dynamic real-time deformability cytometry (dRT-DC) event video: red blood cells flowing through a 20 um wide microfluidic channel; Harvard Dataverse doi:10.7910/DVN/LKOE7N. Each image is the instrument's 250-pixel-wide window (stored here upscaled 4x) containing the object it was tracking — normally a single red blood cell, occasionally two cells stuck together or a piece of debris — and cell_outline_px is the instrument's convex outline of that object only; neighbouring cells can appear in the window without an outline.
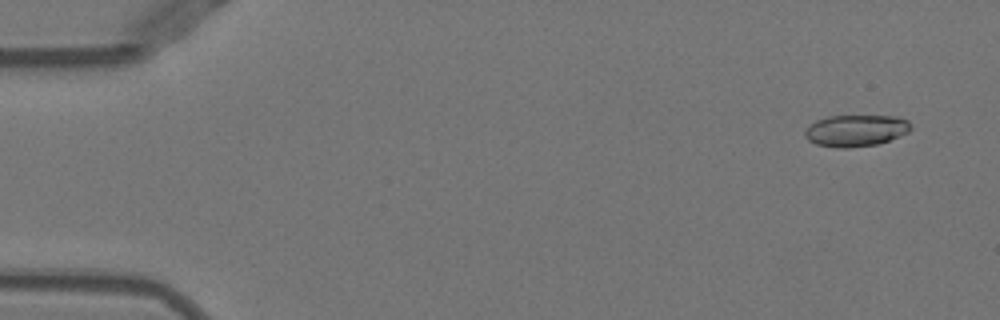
{"species": "Egyptian fruit bat (a non-hibernating species)", "species_latin": "Rousettus aegyptiacus", "temperature_condition": "warm", "stored_images_in_passage": 51, "camera_frame_rate_fps": 3000, "um_per_image_px": 0.085, "animal": {"sex": "female"}, "frame": {"image": 1, "passage_image": 3, "time_ms": 0.667, "image_size_px": [1000, 320], "cell_outline_px": [[912, 128], [908, 132], [888, 140], [876, 144], [848, 148], [840, 148], [816, 144], [808, 140], [804, 136], [804, 132], [816, 120], [828, 116], [896, 116], [908, 120]], "centroid_in_image_um": [72.74, 11.09], "position_along_channel_um": 12.3, "area_um2": 19.36}}
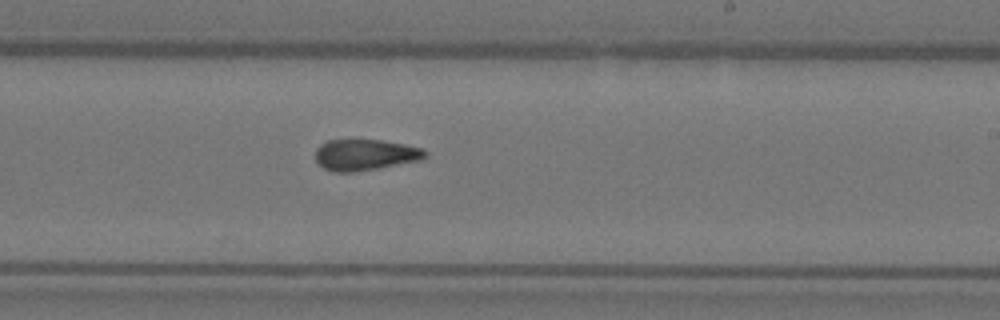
{"frame": {"image": 2, "passage_image": 31, "time_ms": 10.0, "image_size_px": [1000, 320], "cell_outline_px": [[428, 156], [424, 160], [352, 172], [332, 172], [324, 168], [316, 160], [316, 148], [320, 144], [328, 140], [348, 136], [352, 136], [380, 140], [404, 144], [424, 148], [428, 152]], "centroid_in_image_um": [31.04, 13.1], "position_along_channel_um": 258.0, "area_um2": 20.81}}
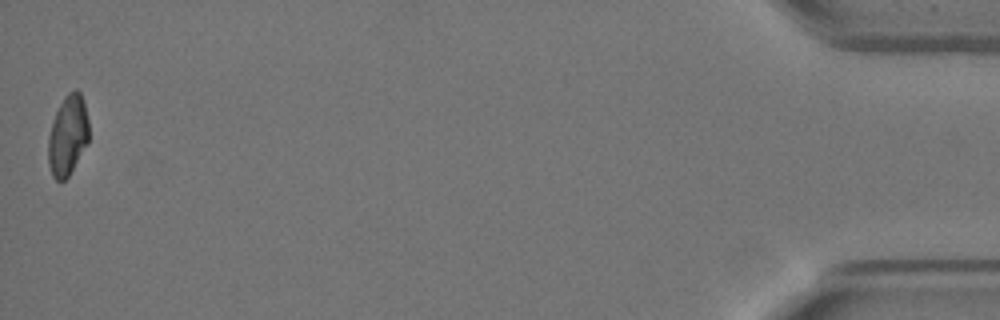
{"frame": {"image": 3, "passage_image": 51, "time_ms": 16.667, "image_size_px": [1000, 320], "cell_outline_px": [[88, 144], [68, 176], [64, 180], [56, 180], [52, 176], [48, 164], [48, 136], [52, 120], [64, 96], [68, 92], [76, 88], [80, 92], [84, 104], [88, 120]], "centroid_in_image_um": [5.75, 11.5], "position_along_channel_um": 429.5, "area_um2": 19.07}, "authors_computed_cell_mechanics": {"area_um2": 19.9988, "velocity_mm_per_s": 3.9688, "shape_relaxation_time_tau1_ms": 9.3957, "shape_relaxation_time_tau2_ms": 2.7623, "deformation_change_tau1": 0.2599, "deformation_change_tau2": 0.1107}}